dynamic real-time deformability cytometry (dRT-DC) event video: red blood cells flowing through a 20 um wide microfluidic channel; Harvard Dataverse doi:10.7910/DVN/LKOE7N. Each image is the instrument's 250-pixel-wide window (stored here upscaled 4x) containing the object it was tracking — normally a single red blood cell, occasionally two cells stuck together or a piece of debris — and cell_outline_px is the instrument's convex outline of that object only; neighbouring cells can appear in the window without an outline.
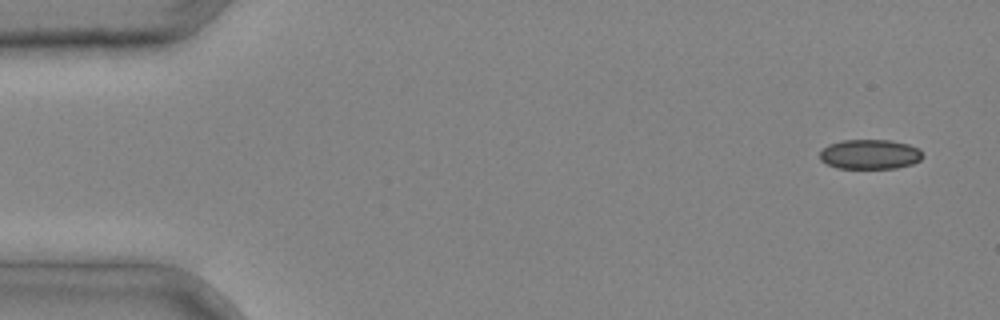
{"species": "common noctule bat (a hibernating species)", "species_latin": "Nyctalus noctula", "temperature_condition": "cold", "stored_images_in_passage": 4, "segment_of_instrument_passage": [2, 2], "camera_frame_rate_fps": 3000, "um_per_image_px": 0.085, "animal": {"sex": "male", "body_mass_g": 20.4}, "frame": {"image": 1, "passage_image": 4, "time_ms": 1.0, "image_size_px": [1000, 320], "cell_outline_px": [[924, 156], [920, 160], [912, 164], [896, 168], [836, 168], [820, 160], [820, 152], [828, 144], [844, 140], [888, 140], [908, 144], [920, 148]], "centroid_in_image_um": [73.96, 13.11], "position_along_channel_um": 11.0, "area_um2": 17.86}}